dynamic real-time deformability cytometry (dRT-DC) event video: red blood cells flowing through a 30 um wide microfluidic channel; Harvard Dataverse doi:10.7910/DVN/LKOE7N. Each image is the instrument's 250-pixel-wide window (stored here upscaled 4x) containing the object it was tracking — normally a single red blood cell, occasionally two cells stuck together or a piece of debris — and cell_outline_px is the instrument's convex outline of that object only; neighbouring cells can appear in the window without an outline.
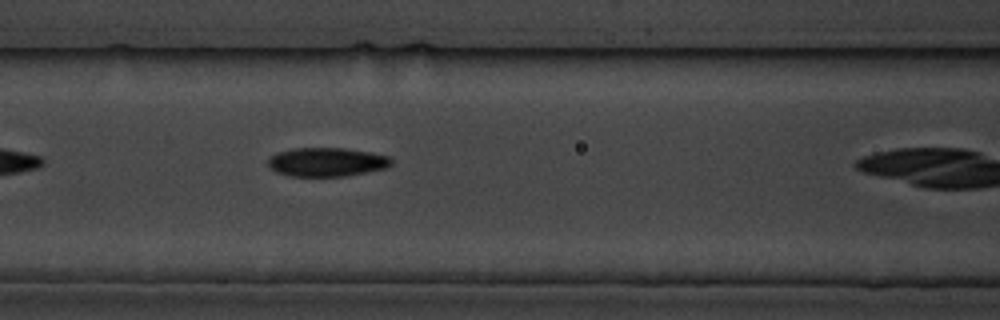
{"species": "common noctule bat (a hibernating species)", "species_latin": "Nyctalus noctula", "temperature_condition": "cold", "stored_images_in_passage": 7, "camera_frame_rate_fps": 3000, "um_per_image_px": 0.085, "animal": {"sex": "male", "body_mass_g": 19.5, "forearm_length_mm": 54.6}, "frame": {"image": 1, "passage_image": 5, "time_ms": 4.667, "image_size_px": [1000, 320], "cell_outline_px": [[392, 164], [388, 168], [348, 176], [288, 176], [276, 172], [268, 168], [268, 156], [276, 152], [292, 148], [344, 148], [368, 152], [388, 156], [392, 160]], "centroid_in_image_um": [27.73, 13.78], "position_along_channel_um": 138.9, "area_um2": 21.04}}
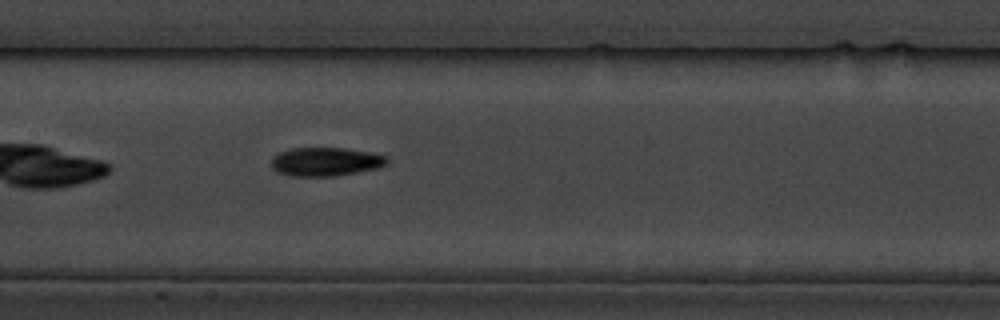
{"frame": {"image": 2, "passage_image": 7, "time_ms": 8.0, "image_size_px": [1000, 320], "cell_outline_px": [[388, 164], [376, 168], [336, 176], [292, 176], [276, 172], [272, 168], [272, 160], [280, 152], [292, 148], [344, 148], [372, 152], [384, 156], [388, 160]], "centroid_in_image_um": [27.68, 13.75], "position_along_channel_um": 179.7, "area_um2": 19.19}}